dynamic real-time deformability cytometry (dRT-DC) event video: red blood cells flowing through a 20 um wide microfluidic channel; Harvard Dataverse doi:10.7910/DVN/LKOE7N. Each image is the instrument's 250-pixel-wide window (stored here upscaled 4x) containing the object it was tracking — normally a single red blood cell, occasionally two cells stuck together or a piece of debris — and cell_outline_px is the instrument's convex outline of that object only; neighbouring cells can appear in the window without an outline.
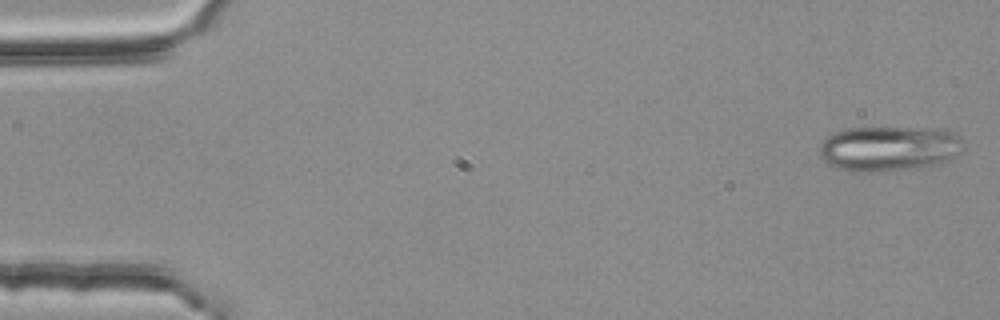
{"species": "common noctule bat (a hibernating species)", "species_latin": "Nyctalus noctula", "temperature_condition": "room temperature", "stored_images_in_passage": 5, "camera_frame_rate_fps": 3000, "um_per_image_px": 0.085, "animal": {"sex": "female", "body_mass_g": 25.1}, "frame": {"image": 1, "passage_image": 1, "time_ms": 0.0, "image_size_px": [1000, 320], "cell_outline_px": [[960, 140], [956, 152], [952, 156], [936, 164], [908, 168], [872, 172], [856, 172], [840, 168], [828, 164], [820, 156], [820, 144], [828, 136], [836, 132], [852, 128], [932, 128], [952, 132]], "centroid_in_image_um": [75.45, 12.62], "position_along_channel_um": 9.6, "area_um2": 36.65}}